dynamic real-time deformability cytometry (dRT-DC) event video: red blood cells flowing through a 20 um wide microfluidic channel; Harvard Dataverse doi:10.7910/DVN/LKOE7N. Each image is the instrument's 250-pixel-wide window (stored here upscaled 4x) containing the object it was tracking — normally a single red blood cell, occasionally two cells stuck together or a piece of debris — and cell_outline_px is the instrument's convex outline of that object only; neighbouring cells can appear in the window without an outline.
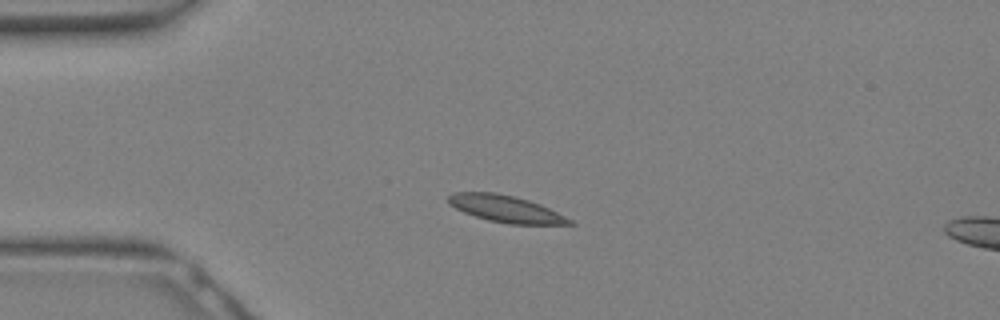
{"species": "Egyptian fruit bat (a non-hibernating species)", "species_latin": "Rousettus aegyptiacus", "temperature_condition": "warm", "stored_images_in_passage": 30, "camera_frame_rate_fps": 3000, "um_per_image_px": 0.085, "animal": {"sex": "female"}, "frame": {"image": 1, "passage_image": 6, "time_ms": 1.667, "image_size_px": [1000, 320], "cell_outline_px": [[576, 224], [508, 224], [488, 220], [464, 212], [448, 204], [448, 196], [452, 192], [496, 192], [528, 200], [540, 204], [572, 220]], "centroid_in_image_um": [42.95, 17.74], "position_along_channel_um": 42.0, "area_um2": 18.73}}
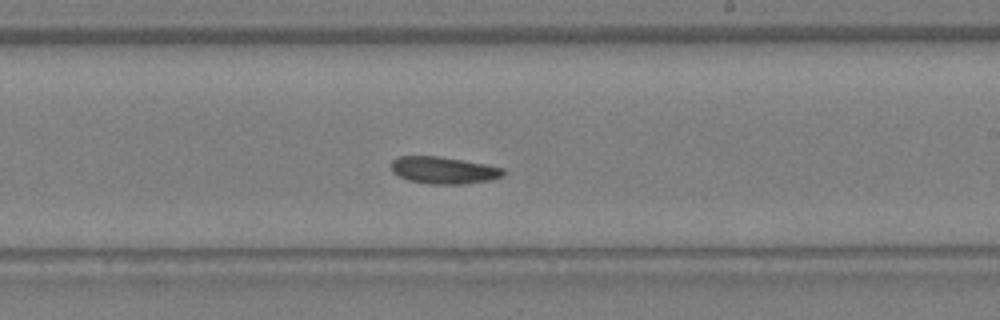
{"frame": {"image": 2, "passage_image": 17, "time_ms": 5.333, "image_size_px": [1000, 320], "cell_outline_px": [[504, 176], [492, 180], [464, 184], [428, 184], [408, 180], [392, 172], [392, 160], [396, 156], [440, 156], [484, 164], [504, 168]], "centroid_in_image_um": [37.71, 14.47], "position_along_channel_um": 251.3, "area_um2": 17.74}}
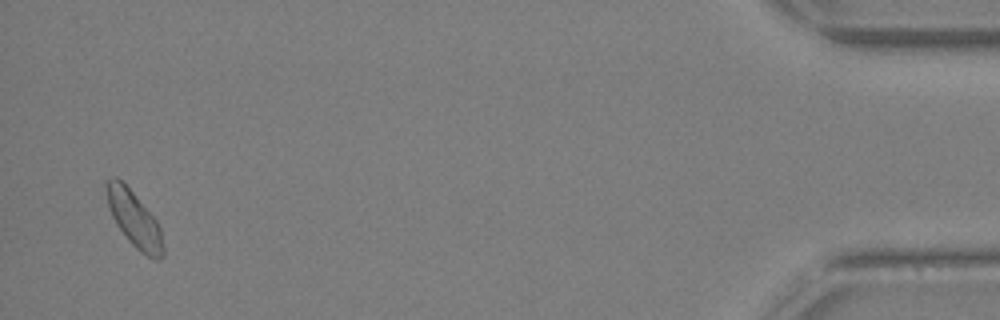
{"frame": {"image": 3, "passage_image": 29, "time_ms": 9.333, "image_size_px": [1000, 320], "cell_outline_px": [[164, 256], [160, 260], [152, 260], [140, 252], [128, 240], [116, 224], [112, 216], [108, 204], [104, 184], [104, 180], [112, 176], [116, 176], [132, 192], [156, 220], [160, 228], [164, 248]], "centroid_in_image_um": [11.4, 18.65], "position_along_channel_um": 423.8, "area_um2": 18.44}}